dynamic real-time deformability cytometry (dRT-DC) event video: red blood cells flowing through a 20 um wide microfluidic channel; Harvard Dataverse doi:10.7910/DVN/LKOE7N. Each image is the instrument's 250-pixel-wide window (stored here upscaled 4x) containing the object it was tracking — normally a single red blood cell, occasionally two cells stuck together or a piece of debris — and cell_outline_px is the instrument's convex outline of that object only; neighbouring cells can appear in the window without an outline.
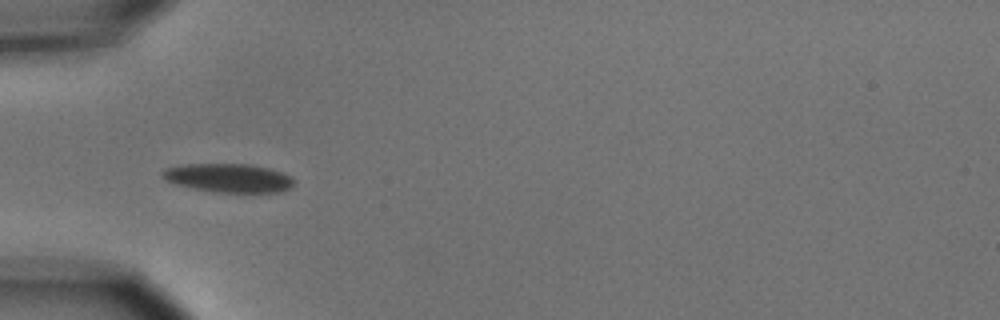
{"species": "common noctule bat (a hibernating species)", "species_latin": "Nyctalus noctula", "temperature_condition": "cold", "stored_images_in_passage": 6, "camera_frame_rate_fps": 3000, "um_per_image_px": 0.085, "animal": {"sex": "male", "body_mass_g": 15.6}, "frame": {"image": 1, "passage_image": 2, "time_ms": 1.0, "image_size_px": [1000, 320], "cell_outline_px": [[296, 184], [280, 192], [212, 192], [192, 188], [176, 184], [160, 176], [160, 172], [164, 168], [180, 164], [252, 164], [268, 168], [292, 176], [296, 180]], "centroid_in_image_um": [19.42, 15.12], "position_along_channel_um": 65.6, "area_um2": 22.25}}
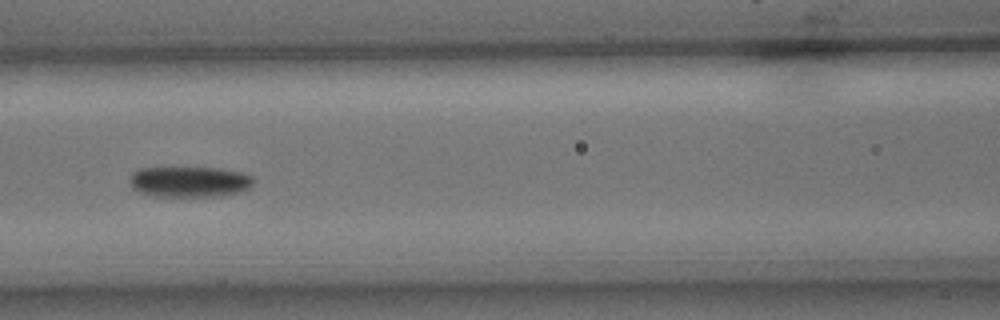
{"frame": {"image": 2, "passage_image": 4, "time_ms": 3.333, "image_size_px": [1000, 320], "cell_outline_px": [[252, 184], [248, 188], [224, 196], [152, 196], [140, 192], [132, 188], [128, 180], [132, 172], [140, 168], [220, 168], [244, 172], [252, 176]], "centroid_in_image_um": [16.07, 15.44], "position_along_channel_um": 150.5, "area_um2": 22.2}}
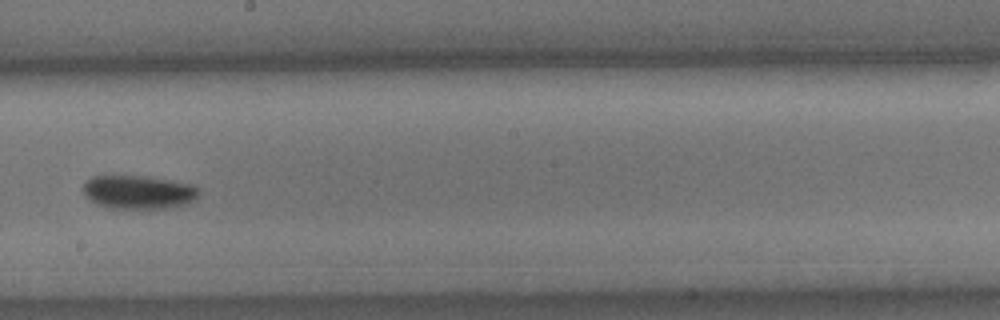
{"frame": {"image": 3, "passage_image": 6, "time_ms": 5.667, "image_size_px": [1000, 320], "cell_outline_px": [[200, 192], [192, 200], [184, 204], [172, 208], [112, 208], [96, 204], [84, 192], [84, 184], [92, 176], [144, 176], [192, 184], [200, 188]], "centroid_in_image_um": [11.8, 16.33], "position_along_channel_um": 236.4, "area_um2": 22.31}}